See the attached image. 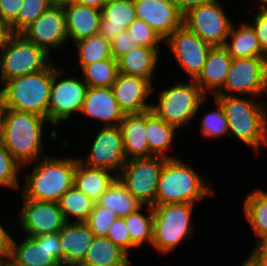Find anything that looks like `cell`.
<instances>
[{
    "instance_id": "obj_1",
    "label": "cell",
    "mask_w": 267,
    "mask_h": 266,
    "mask_svg": "<svg viewBox=\"0 0 267 266\" xmlns=\"http://www.w3.org/2000/svg\"><path fill=\"white\" fill-rule=\"evenodd\" d=\"M44 124L50 122L37 114L3 108L0 142L22 168L45 156H42Z\"/></svg>"
},
{
    "instance_id": "obj_2",
    "label": "cell",
    "mask_w": 267,
    "mask_h": 266,
    "mask_svg": "<svg viewBox=\"0 0 267 266\" xmlns=\"http://www.w3.org/2000/svg\"><path fill=\"white\" fill-rule=\"evenodd\" d=\"M227 117L229 136L246 144L257 153L267 147V111L266 106L255 97L215 95ZM258 102V103H257ZM256 151V152H255Z\"/></svg>"
},
{
    "instance_id": "obj_3",
    "label": "cell",
    "mask_w": 267,
    "mask_h": 266,
    "mask_svg": "<svg viewBox=\"0 0 267 266\" xmlns=\"http://www.w3.org/2000/svg\"><path fill=\"white\" fill-rule=\"evenodd\" d=\"M79 158L44 156L33 162L32 172L27 173L21 186L24 198L56 202L73 186L74 173Z\"/></svg>"
},
{
    "instance_id": "obj_4",
    "label": "cell",
    "mask_w": 267,
    "mask_h": 266,
    "mask_svg": "<svg viewBox=\"0 0 267 266\" xmlns=\"http://www.w3.org/2000/svg\"><path fill=\"white\" fill-rule=\"evenodd\" d=\"M213 194L214 190L208 181L202 178L191 165L179 158L167 159L158 181L153 205L196 204L195 202H200Z\"/></svg>"
},
{
    "instance_id": "obj_5",
    "label": "cell",
    "mask_w": 267,
    "mask_h": 266,
    "mask_svg": "<svg viewBox=\"0 0 267 266\" xmlns=\"http://www.w3.org/2000/svg\"><path fill=\"white\" fill-rule=\"evenodd\" d=\"M53 62L44 70L6 81L0 90L3 108L37 114L48 120Z\"/></svg>"
},
{
    "instance_id": "obj_6",
    "label": "cell",
    "mask_w": 267,
    "mask_h": 266,
    "mask_svg": "<svg viewBox=\"0 0 267 266\" xmlns=\"http://www.w3.org/2000/svg\"><path fill=\"white\" fill-rule=\"evenodd\" d=\"M194 204L169 203L152 205L153 240L152 247L164 255L175 250L181 242L193 234L192 212ZM191 233V234H190Z\"/></svg>"
},
{
    "instance_id": "obj_7",
    "label": "cell",
    "mask_w": 267,
    "mask_h": 266,
    "mask_svg": "<svg viewBox=\"0 0 267 266\" xmlns=\"http://www.w3.org/2000/svg\"><path fill=\"white\" fill-rule=\"evenodd\" d=\"M190 82H177L168 89L158 90V103L151 104V111L176 128L189 127L190 122L207 100L196 81L190 80Z\"/></svg>"
},
{
    "instance_id": "obj_8",
    "label": "cell",
    "mask_w": 267,
    "mask_h": 266,
    "mask_svg": "<svg viewBox=\"0 0 267 266\" xmlns=\"http://www.w3.org/2000/svg\"><path fill=\"white\" fill-rule=\"evenodd\" d=\"M50 60L51 55L21 33H10L0 53V85L46 69L52 63Z\"/></svg>"
},
{
    "instance_id": "obj_9",
    "label": "cell",
    "mask_w": 267,
    "mask_h": 266,
    "mask_svg": "<svg viewBox=\"0 0 267 266\" xmlns=\"http://www.w3.org/2000/svg\"><path fill=\"white\" fill-rule=\"evenodd\" d=\"M264 94L267 95V57H251L232 59L223 88L216 95L261 97Z\"/></svg>"
},
{
    "instance_id": "obj_10",
    "label": "cell",
    "mask_w": 267,
    "mask_h": 266,
    "mask_svg": "<svg viewBox=\"0 0 267 266\" xmlns=\"http://www.w3.org/2000/svg\"><path fill=\"white\" fill-rule=\"evenodd\" d=\"M234 23L219 0H211L183 14V25L213 47L225 46Z\"/></svg>"
},
{
    "instance_id": "obj_11",
    "label": "cell",
    "mask_w": 267,
    "mask_h": 266,
    "mask_svg": "<svg viewBox=\"0 0 267 266\" xmlns=\"http://www.w3.org/2000/svg\"><path fill=\"white\" fill-rule=\"evenodd\" d=\"M166 160L159 156L127 160L117 178L141 203L152 206Z\"/></svg>"
},
{
    "instance_id": "obj_12",
    "label": "cell",
    "mask_w": 267,
    "mask_h": 266,
    "mask_svg": "<svg viewBox=\"0 0 267 266\" xmlns=\"http://www.w3.org/2000/svg\"><path fill=\"white\" fill-rule=\"evenodd\" d=\"M55 65L53 63L48 121L57 127L62 121L69 120L73 113H80L88 86L81 78H64L63 67Z\"/></svg>"
},
{
    "instance_id": "obj_13",
    "label": "cell",
    "mask_w": 267,
    "mask_h": 266,
    "mask_svg": "<svg viewBox=\"0 0 267 266\" xmlns=\"http://www.w3.org/2000/svg\"><path fill=\"white\" fill-rule=\"evenodd\" d=\"M7 264L9 266H63L59 232L39 237L26 236L18 244L12 238Z\"/></svg>"
},
{
    "instance_id": "obj_14",
    "label": "cell",
    "mask_w": 267,
    "mask_h": 266,
    "mask_svg": "<svg viewBox=\"0 0 267 266\" xmlns=\"http://www.w3.org/2000/svg\"><path fill=\"white\" fill-rule=\"evenodd\" d=\"M164 42L190 80H195L200 75L208 53L213 47L184 25L174 31Z\"/></svg>"
},
{
    "instance_id": "obj_15",
    "label": "cell",
    "mask_w": 267,
    "mask_h": 266,
    "mask_svg": "<svg viewBox=\"0 0 267 266\" xmlns=\"http://www.w3.org/2000/svg\"><path fill=\"white\" fill-rule=\"evenodd\" d=\"M85 158L80 157L79 161L88 167L104 168L118 175L127 161L120 127L102 126Z\"/></svg>"
},
{
    "instance_id": "obj_16",
    "label": "cell",
    "mask_w": 267,
    "mask_h": 266,
    "mask_svg": "<svg viewBox=\"0 0 267 266\" xmlns=\"http://www.w3.org/2000/svg\"><path fill=\"white\" fill-rule=\"evenodd\" d=\"M19 222L26 236L39 237L58 233L67 223L58 203L23 197Z\"/></svg>"
},
{
    "instance_id": "obj_17",
    "label": "cell",
    "mask_w": 267,
    "mask_h": 266,
    "mask_svg": "<svg viewBox=\"0 0 267 266\" xmlns=\"http://www.w3.org/2000/svg\"><path fill=\"white\" fill-rule=\"evenodd\" d=\"M21 34L51 55V48L63 46L68 39L64 7L51 5Z\"/></svg>"
},
{
    "instance_id": "obj_18",
    "label": "cell",
    "mask_w": 267,
    "mask_h": 266,
    "mask_svg": "<svg viewBox=\"0 0 267 266\" xmlns=\"http://www.w3.org/2000/svg\"><path fill=\"white\" fill-rule=\"evenodd\" d=\"M137 18L145 21L165 41L183 25V14L173 0H134Z\"/></svg>"
},
{
    "instance_id": "obj_19",
    "label": "cell",
    "mask_w": 267,
    "mask_h": 266,
    "mask_svg": "<svg viewBox=\"0 0 267 266\" xmlns=\"http://www.w3.org/2000/svg\"><path fill=\"white\" fill-rule=\"evenodd\" d=\"M112 90L124 114H140L151 110V104L146 101L155 89L149 80L118 73Z\"/></svg>"
},
{
    "instance_id": "obj_20",
    "label": "cell",
    "mask_w": 267,
    "mask_h": 266,
    "mask_svg": "<svg viewBox=\"0 0 267 266\" xmlns=\"http://www.w3.org/2000/svg\"><path fill=\"white\" fill-rule=\"evenodd\" d=\"M80 113L103 122L104 127L119 126L125 115L112 87H88Z\"/></svg>"
},
{
    "instance_id": "obj_21",
    "label": "cell",
    "mask_w": 267,
    "mask_h": 266,
    "mask_svg": "<svg viewBox=\"0 0 267 266\" xmlns=\"http://www.w3.org/2000/svg\"><path fill=\"white\" fill-rule=\"evenodd\" d=\"M95 238L85 222H67L59 231L61 263H80L84 260Z\"/></svg>"
},
{
    "instance_id": "obj_22",
    "label": "cell",
    "mask_w": 267,
    "mask_h": 266,
    "mask_svg": "<svg viewBox=\"0 0 267 266\" xmlns=\"http://www.w3.org/2000/svg\"><path fill=\"white\" fill-rule=\"evenodd\" d=\"M231 62L232 57L224 46L211 48L200 75L195 79L206 96L211 93L214 97L223 88Z\"/></svg>"
},
{
    "instance_id": "obj_23",
    "label": "cell",
    "mask_w": 267,
    "mask_h": 266,
    "mask_svg": "<svg viewBox=\"0 0 267 266\" xmlns=\"http://www.w3.org/2000/svg\"><path fill=\"white\" fill-rule=\"evenodd\" d=\"M68 39L73 42L99 33L101 9L77 2L64 6Z\"/></svg>"
},
{
    "instance_id": "obj_24",
    "label": "cell",
    "mask_w": 267,
    "mask_h": 266,
    "mask_svg": "<svg viewBox=\"0 0 267 266\" xmlns=\"http://www.w3.org/2000/svg\"><path fill=\"white\" fill-rule=\"evenodd\" d=\"M99 34L111 42L137 18L134 0H116L101 9Z\"/></svg>"
},
{
    "instance_id": "obj_25",
    "label": "cell",
    "mask_w": 267,
    "mask_h": 266,
    "mask_svg": "<svg viewBox=\"0 0 267 266\" xmlns=\"http://www.w3.org/2000/svg\"><path fill=\"white\" fill-rule=\"evenodd\" d=\"M127 160L148 158L149 146L146 136V112L125 114L119 124Z\"/></svg>"
},
{
    "instance_id": "obj_26",
    "label": "cell",
    "mask_w": 267,
    "mask_h": 266,
    "mask_svg": "<svg viewBox=\"0 0 267 266\" xmlns=\"http://www.w3.org/2000/svg\"><path fill=\"white\" fill-rule=\"evenodd\" d=\"M160 50L144 46L133 49L117 60L119 73L143 77L152 83V80H155L154 72L160 59Z\"/></svg>"
},
{
    "instance_id": "obj_27",
    "label": "cell",
    "mask_w": 267,
    "mask_h": 266,
    "mask_svg": "<svg viewBox=\"0 0 267 266\" xmlns=\"http://www.w3.org/2000/svg\"><path fill=\"white\" fill-rule=\"evenodd\" d=\"M116 178L110 170L88 167L78 161L73 185L96 202Z\"/></svg>"
},
{
    "instance_id": "obj_28",
    "label": "cell",
    "mask_w": 267,
    "mask_h": 266,
    "mask_svg": "<svg viewBox=\"0 0 267 266\" xmlns=\"http://www.w3.org/2000/svg\"><path fill=\"white\" fill-rule=\"evenodd\" d=\"M177 128L168 124L153 111H146V136L149 146V157L159 156L166 159H175L166 151L170 149L175 138Z\"/></svg>"
},
{
    "instance_id": "obj_29",
    "label": "cell",
    "mask_w": 267,
    "mask_h": 266,
    "mask_svg": "<svg viewBox=\"0 0 267 266\" xmlns=\"http://www.w3.org/2000/svg\"><path fill=\"white\" fill-rule=\"evenodd\" d=\"M224 47L228 50L232 59L267 57L254 29L247 22L240 23L238 27L235 24L232 25Z\"/></svg>"
},
{
    "instance_id": "obj_30",
    "label": "cell",
    "mask_w": 267,
    "mask_h": 266,
    "mask_svg": "<svg viewBox=\"0 0 267 266\" xmlns=\"http://www.w3.org/2000/svg\"><path fill=\"white\" fill-rule=\"evenodd\" d=\"M128 254L107 237L95 236L86 257L82 261L90 266H130Z\"/></svg>"
},
{
    "instance_id": "obj_31",
    "label": "cell",
    "mask_w": 267,
    "mask_h": 266,
    "mask_svg": "<svg viewBox=\"0 0 267 266\" xmlns=\"http://www.w3.org/2000/svg\"><path fill=\"white\" fill-rule=\"evenodd\" d=\"M96 203L112 209L120 218H124L144 207L142 206L144 204L135 198L118 178L113 181Z\"/></svg>"
},
{
    "instance_id": "obj_32",
    "label": "cell",
    "mask_w": 267,
    "mask_h": 266,
    "mask_svg": "<svg viewBox=\"0 0 267 266\" xmlns=\"http://www.w3.org/2000/svg\"><path fill=\"white\" fill-rule=\"evenodd\" d=\"M243 213L257 237L256 245L267 237V191L256 189L243 204Z\"/></svg>"
},
{
    "instance_id": "obj_33",
    "label": "cell",
    "mask_w": 267,
    "mask_h": 266,
    "mask_svg": "<svg viewBox=\"0 0 267 266\" xmlns=\"http://www.w3.org/2000/svg\"><path fill=\"white\" fill-rule=\"evenodd\" d=\"M94 204L92 199L74 185L58 201L66 222H85L93 210ZM72 218L73 221L70 220Z\"/></svg>"
},
{
    "instance_id": "obj_34",
    "label": "cell",
    "mask_w": 267,
    "mask_h": 266,
    "mask_svg": "<svg viewBox=\"0 0 267 266\" xmlns=\"http://www.w3.org/2000/svg\"><path fill=\"white\" fill-rule=\"evenodd\" d=\"M79 67L88 87H112L119 73L118 62L113 57Z\"/></svg>"
},
{
    "instance_id": "obj_35",
    "label": "cell",
    "mask_w": 267,
    "mask_h": 266,
    "mask_svg": "<svg viewBox=\"0 0 267 266\" xmlns=\"http://www.w3.org/2000/svg\"><path fill=\"white\" fill-rule=\"evenodd\" d=\"M140 208L128 216L124 221L130 235L131 243L137 248L146 243L152 245L153 240V210L152 206L147 205V215Z\"/></svg>"
},
{
    "instance_id": "obj_36",
    "label": "cell",
    "mask_w": 267,
    "mask_h": 266,
    "mask_svg": "<svg viewBox=\"0 0 267 266\" xmlns=\"http://www.w3.org/2000/svg\"><path fill=\"white\" fill-rule=\"evenodd\" d=\"M79 65H89L96 61L112 58L111 44L99 33L74 43Z\"/></svg>"
},
{
    "instance_id": "obj_37",
    "label": "cell",
    "mask_w": 267,
    "mask_h": 266,
    "mask_svg": "<svg viewBox=\"0 0 267 266\" xmlns=\"http://www.w3.org/2000/svg\"><path fill=\"white\" fill-rule=\"evenodd\" d=\"M214 102L216 108L204 114L201 119L200 133L202 136L210 138H218L224 135L229 137V126L224 109L217 99Z\"/></svg>"
},
{
    "instance_id": "obj_38",
    "label": "cell",
    "mask_w": 267,
    "mask_h": 266,
    "mask_svg": "<svg viewBox=\"0 0 267 266\" xmlns=\"http://www.w3.org/2000/svg\"><path fill=\"white\" fill-rule=\"evenodd\" d=\"M50 6L49 0H23L17 19L9 26L10 33H21Z\"/></svg>"
},
{
    "instance_id": "obj_39",
    "label": "cell",
    "mask_w": 267,
    "mask_h": 266,
    "mask_svg": "<svg viewBox=\"0 0 267 266\" xmlns=\"http://www.w3.org/2000/svg\"><path fill=\"white\" fill-rule=\"evenodd\" d=\"M21 170L22 166L0 142V186L10 187L13 190L21 188L18 180V174Z\"/></svg>"
},
{
    "instance_id": "obj_40",
    "label": "cell",
    "mask_w": 267,
    "mask_h": 266,
    "mask_svg": "<svg viewBox=\"0 0 267 266\" xmlns=\"http://www.w3.org/2000/svg\"><path fill=\"white\" fill-rule=\"evenodd\" d=\"M118 218L116 213L105 206L94 204L93 210L85 221L89 229L97 237H107L113 222Z\"/></svg>"
},
{
    "instance_id": "obj_41",
    "label": "cell",
    "mask_w": 267,
    "mask_h": 266,
    "mask_svg": "<svg viewBox=\"0 0 267 266\" xmlns=\"http://www.w3.org/2000/svg\"><path fill=\"white\" fill-rule=\"evenodd\" d=\"M131 32V36L139 42L141 46L148 48H160L164 40L148 25L145 21L136 18L134 22L127 28Z\"/></svg>"
},
{
    "instance_id": "obj_42",
    "label": "cell",
    "mask_w": 267,
    "mask_h": 266,
    "mask_svg": "<svg viewBox=\"0 0 267 266\" xmlns=\"http://www.w3.org/2000/svg\"><path fill=\"white\" fill-rule=\"evenodd\" d=\"M107 238L115 245H118L127 254L128 250L135 248L131 243L130 235L128 233L124 218L118 217L110 227Z\"/></svg>"
},
{
    "instance_id": "obj_43",
    "label": "cell",
    "mask_w": 267,
    "mask_h": 266,
    "mask_svg": "<svg viewBox=\"0 0 267 266\" xmlns=\"http://www.w3.org/2000/svg\"><path fill=\"white\" fill-rule=\"evenodd\" d=\"M112 57L118 60L120 57L129 53L133 49L141 46L139 42L131 36V32L127 29L118 34L111 42Z\"/></svg>"
},
{
    "instance_id": "obj_44",
    "label": "cell",
    "mask_w": 267,
    "mask_h": 266,
    "mask_svg": "<svg viewBox=\"0 0 267 266\" xmlns=\"http://www.w3.org/2000/svg\"><path fill=\"white\" fill-rule=\"evenodd\" d=\"M23 0H0V23L8 27L17 19Z\"/></svg>"
},
{
    "instance_id": "obj_45",
    "label": "cell",
    "mask_w": 267,
    "mask_h": 266,
    "mask_svg": "<svg viewBox=\"0 0 267 266\" xmlns=\"http://www.w3.org/2000/svg\"><path fill=\"white\" fill-rule=\"evenodd\" d=\"M258 11H256L250 25L258 37L263 51L267 54V9Z\"/></svg>"
},
{
    "instance_id": "obj_46",
    "label": "cell",
    "mask_w": 267,
    "mask_h": 266,
    "mask_svg": "<svg viewBox=\"0 0 267 266\" xmlns=\"http://www.w3.org/2000/svg\"><path fill=\"white\" fill-rule=\"evenodd\" d=\"M12 236L0 222V258L7 261L11 250Z\"/></svg>"
},
{
    "instance_id": "obj_47",
    "label": "cell",
    "mask_w": 267,
    "mask_h": 266,
    "mask_svg": "<svg viewBox=\"0 0 267 266\" xmlns=\"http://www.w3.org/2000/svg\"><path fill=\"white\" fill-rule=\"evenodd\" d=\"M262 266H267V237L260 241L250 252Z\"/></svg>"
},
{
    "instance_id": "obj_48",
    "label": "cell",
    "mask_w": 267,
    "mask_h": 266,
    "mask_svg": "<svg viewBox=\"0 0 267 266\" xmlns=\"http://www.w3.org/2000/svg\"><path fill=\"white\" fill-rule=\"evenodd\" d=\"M178 10L185 14L189 9L199 6L200 4L209 2L211 0H173Z\"/></svg>"
},
{
    "instance_id": "obj_49",
    "label": "cell",
    "mask_w": 267,
    "mask_h": 266,
    "mask_svg": "<svg viewBox=\"0 0 267 266\" xmlns=\"http://www.w3.org/2000/svg\"><path fill=\"white\" fill-rule=\"evenodd\" d=\"M10 34L9 27L0 23V52L3 50L6 39Z\"/></svg>"
},
{
    "instance_id": "obj_50",
    "label": "cell",
    "mask_w": 267,
    "mask_h": 266,
    "mask_svg": "<svg viewBox=\"0 0 267 266\" xmlns=\"http://www.w3.org/2000/svg\"><path fill=\"white\" fill-rule=\"evenodd\" d=\"M75 2L102 9V0H75Z\"/></svg>"
},
{
    "instance_id": "obj_51",
    "label": "cell",
    "mask_w": 267,
    "mask_h": 266,
    "mask_svg": "<svg viewBox=\"0 0 267 266\" xmlns=\"http://www.w3.org/2000/svg\"><path fill=\"white\" fill-rule=\"evenodd\" d=\"M240 266H262L252 255L249 254V257L242 263Z\"/></svg>"
},
{
    "instance_id": "obj_52",
    "label": "cell",
    "mask_w": 267,
    "mask_h": 266,
    "mask_svg": "<svg viewBox=\"0 0 267 266\" xmlns=\"http://www.w3.org/2000/svg\"><path fill=\"white\" fill-rule=\"evenodd\" d=\"M50 4L53 6H66L69 5L70 3L75 2V0H49Z\"/></svg>"
},
{
    "instance_id": "obj_53",
    "label": "cell",
    "mask_w": 267,
    "mask_h": 266,
    "mask_svg": "<svg viewBox=\"0 0 267 266\" xmlns=\"http://www.w3.org/2000/svg\"><path fill=\"white\" fill-rule=\"evenodd\" d=\"M257 1L259 3V9L265 10L267 9V0H254V2ZM261 4V5H260Z\"/></svg>"
},
{
    "instance_id": "obj_54",
    "label": "cell",
    "mask_w": 267,
    "mask_h": 266,
    "mask_svg": "<svg viewBox=\"0 0 267 266\" xmlns=\"http://www.w3.org/2000/svg\"><path fill=\"white\" fill-rule=\"evenodd\" d=\"M63 266H90V265H84L82 262H80V263L66 264V265H63Z\"/></svg>"
},
{
    "instance_id": "obj_55",
    "label": "cell",
    "mask_w": 267,
    "mask_h": 266,
    "mask_svg": "<svg viewBox=\"0 0 267 266\" xmlns=\"http://www.w3.org/2000/svg\"><path fill=\"white\" fill-rule=\"evenodd\" d=\"M2 112H3V106H2V102L0 100V131H1V117H2Z\"/></svg>"
},
{
    "instance_id": "obj_56",
    "label": "cell",
    "mask_w": 267,
    "mask_h": 266,
    "mask_svg": "<svg viewBox=\"0 0 267 266\" xmlns=\"http://www.w3.org/2000/svg\"><path fill=\"white\" fill-rule=\"evenodd\" d=\"M113 1H116V0H102V7L108 3H112Z\"/></svg>"
},
{
    "instance_id": "obj_57",
    "label": "cell",
    "mask_w": 267,
    "mask_h": 266,
    "mask_svg": "<svg viewBox=\"0 0 267 266\" xmlns=\"http://www.w3.org/2000/svg\"><path fill=\"white\" fill-rule=\"evenodd\" d=\"M7 264V261L0 258V266H5Z\"/></svg>"
}]
</instances>
